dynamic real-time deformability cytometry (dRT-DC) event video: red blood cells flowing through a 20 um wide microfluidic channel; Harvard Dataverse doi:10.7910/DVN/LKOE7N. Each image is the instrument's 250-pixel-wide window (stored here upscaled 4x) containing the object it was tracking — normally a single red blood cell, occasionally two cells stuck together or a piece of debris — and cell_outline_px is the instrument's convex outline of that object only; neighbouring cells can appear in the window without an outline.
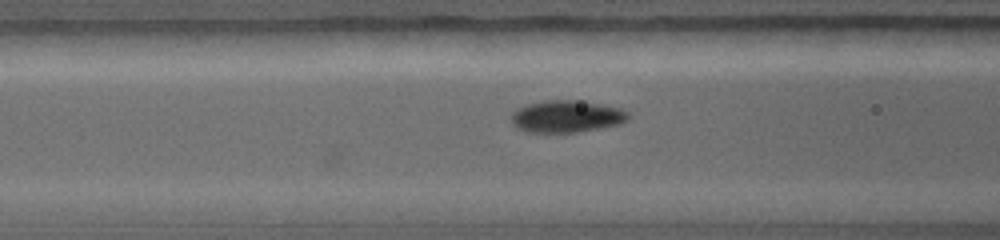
{"species": "common noctule bat (a hibernating species)", "species_latin": "Nyctalus noctula", "temperature_condition": "warm", "stored_images_in_passage": 13, "camera_frame_rate_fps": 5000, "um_per_image_px": 0.085, "animal": {"sex": "female", "body_mass_g": 19.0, "forearm_length_mm": 56.7}, "frame": {"image": 1, "passage_image": 13, "time_ms": 1.6, "image_size_px": [1000, 240], "cell_outline_px": [[628, 120], [620, 124], [576, 132], [528, 132], [512, 124], [512, 112], [516, 108], [524, 104], [544, 100], [576, 100], [600, 104], [620, 108], [628, 112]], "centroid_in_image_um": [48.13, 9.88], "position_along_channel_um": 118.5, "area_um2": 21.79}}